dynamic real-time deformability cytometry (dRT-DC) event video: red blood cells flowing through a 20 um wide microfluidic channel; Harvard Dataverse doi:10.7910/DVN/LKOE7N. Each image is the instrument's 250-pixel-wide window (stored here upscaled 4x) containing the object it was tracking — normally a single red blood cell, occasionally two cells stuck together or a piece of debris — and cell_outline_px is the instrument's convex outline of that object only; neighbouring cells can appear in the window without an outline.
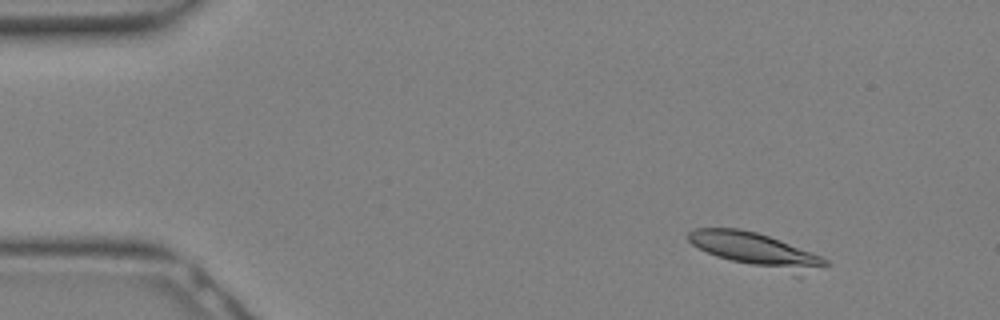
{"species": "Egyptian fruit bat (a non-hibernating species)", "species_latin": "Rousettus aegyptiacus", "temperature_condition": "warm", "stored_images_in_passage": 19, "camera_frame_rate_fps": 3000, "um_per_image_px": 0.085, "animal": {"sex": "female"}, "frame": {"image": 1, "passage_image": 4, "time_ms": 1.0, "image_size_px": [1000, 320], "cell_outline_px": [[832, 264], [752, 264], [732, 260], [716, 256], [692, 244], [688, 240], [688, 232], [696, 228], [740, 228], [756, 232], [768, 236], [820, 256], [828, 260]], "centroid_in_image_um": [63.8, 21.02], "position_along_channel_um": 21.2, "area_um2": 23.06}}
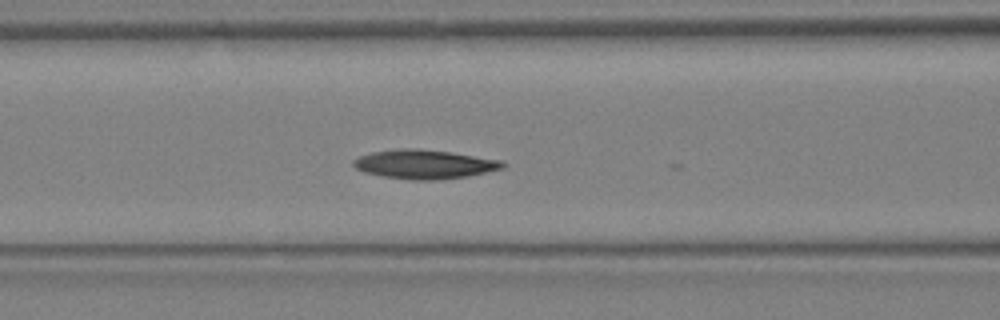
{"frame": {"image": 2, "passage_image": 13, "time_ms": 4.0, "image_size_px": [1000, 320], "cell_outline_px": [[504, 168], [468, 176], [436, 180], [412, 180], [384, 176], [364, 172], [356, 168], [352, 164], [352, 160], [360, 156], [372, 152], [404, 148], [420, 148], [452, 152], [500, 160], [504, 164]], "centroid_in_image_um": [36.06, 13.96], "position_along_channel_um": 130.5, "area_um2": 25.14}}
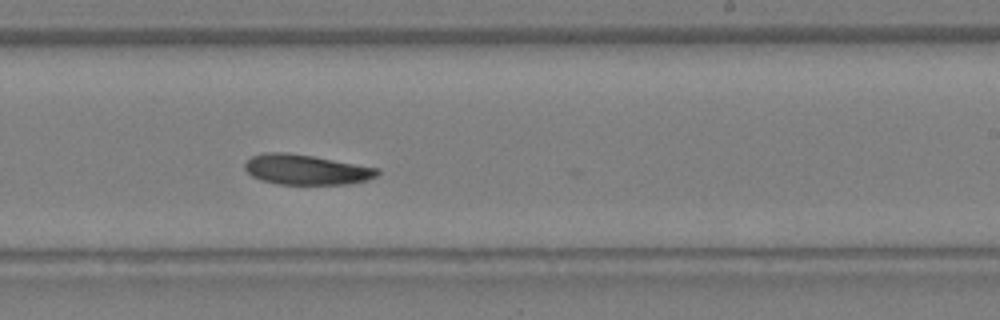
{"frame": {"image": 3, "passage_image": 19, "time_ms": 6.0, "image_size_px": [1000, 320], "cell_outline_px": [[380, 172], [376, 176], [368, 180], [352, 184], [276, 184], [252, 176], [244, 168], [244, 164], [252, 156], [268, 152], [284, 152], [312, 156], [380, 168]], "centroid_in_image_um": [26.06, 14.42], "position_along_channel_um": 262.9, "area_um2": 23.18}}